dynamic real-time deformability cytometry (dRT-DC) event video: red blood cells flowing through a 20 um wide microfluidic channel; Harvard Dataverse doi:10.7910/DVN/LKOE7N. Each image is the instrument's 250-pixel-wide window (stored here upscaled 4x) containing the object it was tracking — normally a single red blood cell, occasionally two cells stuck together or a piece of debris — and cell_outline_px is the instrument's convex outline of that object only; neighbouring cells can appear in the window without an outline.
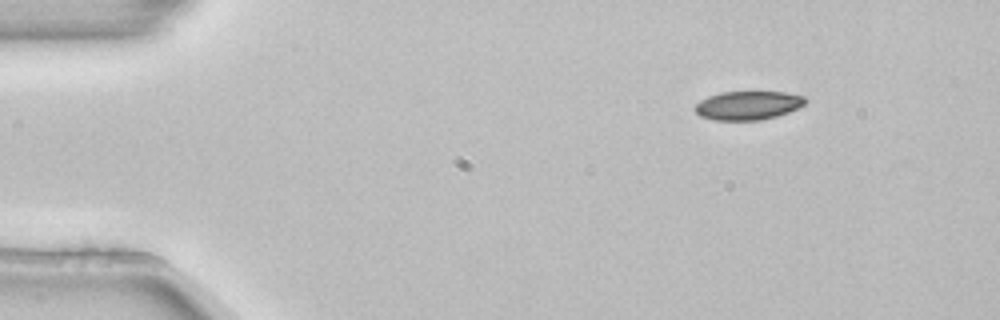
{"species": "common noctule bat (a hibernating species)", "species_latin": "Nyctalus noctula", "temperature_condition": "room temperature", "stored_images_in_passage": 2, "camera_frame_rate_fps": 3000, "um_per_image_px": 0.085, "animal": {"sex": "female", "body_mass_g": 22.7, "forearm_length_mm": 54.2}, "frame": {"image": 1, "passage_image": 1, "time_ms": 0.0, "image_size_px": [1000, 320], "cell_outline_px": [[808, 100], [804, 104], [788, 112], [776, 116], [760, 120], [712, 120], [700, 116], [696, 112], [696, 104], [700, 100], [708, 96], [720, 92], [784, 92], [804, 96]], "centroid_in_image_um": [63.57, 8.95], "position_along_channel_um": 21.4, "area_um2": 18.38}}